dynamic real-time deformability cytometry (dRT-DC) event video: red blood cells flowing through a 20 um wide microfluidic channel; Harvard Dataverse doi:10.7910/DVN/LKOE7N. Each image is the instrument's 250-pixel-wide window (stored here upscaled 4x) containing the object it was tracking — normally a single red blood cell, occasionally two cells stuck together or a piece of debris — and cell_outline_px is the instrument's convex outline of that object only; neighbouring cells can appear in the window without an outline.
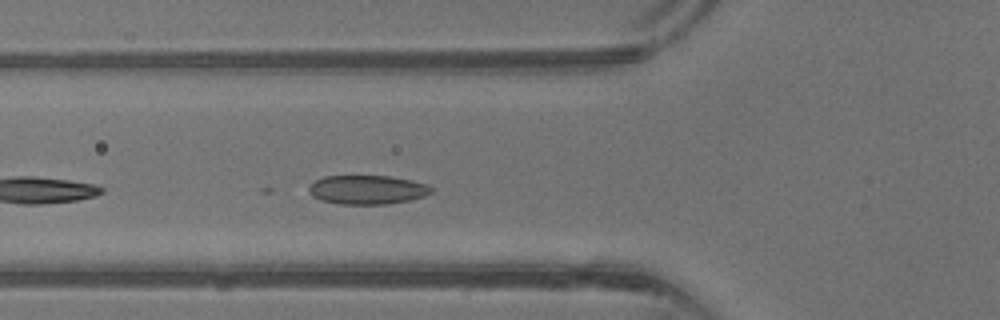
{"species": "common noctule bat (a hibernating species)", "species_latin": "Nyctalus noctula", "temperature_condition": "warm", "stored_images_in_passage": 10, "camera_frame_rate_fps": 3000, "um_per_image_px": 0.085, "animal": {"sex": "male", "body_mass_g": 13.3}, "frame": {"image": 1, "passage_image": 6, "time_ms": 1.667, "image_size_px": [1000, 320], "cell_outline_px": [[432, 192], [424, 196], [408, 200], [388, 204], [340, 204], [320, 200], [312, 196], [308, 188], [316, 180], [324, 176], [392, 176], [412, 180], [428, 184], [432, 188]], "centroid_in_image_um": [31.23, 16.12], "position_along_channel_um": 94.6, "area_um2": 20.69}}